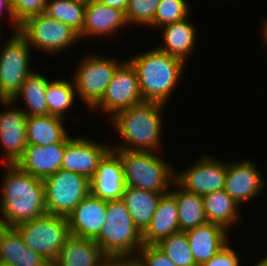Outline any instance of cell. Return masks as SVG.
Masks as SVG:
<instances>
[{
  "instance_id": "obj_39",
  "label": "cell",
  "mask_w": 267,
  "mask_h": 266,
  "mask_svg": "<svg viewBox=\"0 0 267 266\" xmlns=\"http://www.w3.org/2000/svg\"><path fill=\"white\" fill-rule=\"evenodd\" d=\"M101 266H138L135 258H108Z\"/></svg>"
},
{
  "instance_id": "obj_41",
  "label": "cell",
  "mask_w": 267,
  "mask_h": 266,
  "mask_svg": "<svg viewBox=\"0 0 267 266\" xmlns=\"http://www.w3.org/2000/svg\"><path fill=\"white\" fill-rule=\"evenodd\" d=\"M264 26H262V35H263V41H265V44L267 45V19L263 23Z\"/></svg>"
},
{
  "instance_id": "obj_14",
  "label": "cell",
  "mask_w": 267,
  "mask_h": 266,
  "mask_svg": "<svg viewBox=\"0 0 267 266\" xmlns=\"http://www.w3.org/2000/svg\"><path fill=\"white\" fill-rule=\"evenodd\" d=\"M110 149L111 143H101L81 135H67L61 169L82 174L90 179L96 172L100 160Z\"/></svg>"
},
{
  "instance_id": "obj_27",
  "label": "cell",
  "mask_w": 267,
  "mask_h": 266,
  "mask_svg": "<svg viewBox=\"0 0 267 266\" xmlns=\"http://www.w3.org/2000/svg\"><path fill=\"white\" fill-rule=\"evenodd\" d=\"M64 121L65 119L52 115L28 116L26 121L27 143L45 146L61 142L68 135Z\"/></svg>"
},
{
  "instance_id": "obj_25",
  "label": "cell",
  "mask_w": 267,
  "mask_h": 266,
  "mask_svg": "<svg viewBox=\"0 0 267 266\" xmlns=\"http://www.w3.org/2000/svg\"><path fill=\"white\" fill-rule=\"evenodd\" d=\"M207 223L222 226L227 231L241 219L240 205L225 190L202 196Z\"/></svg>"
},
{
  "instance_id": "obj_37",
  "label": "cell",
  "mask_w": 267,
  "mask_h": 266,
  "mask_svg": "<svg viewBox=\"0 0 267 266\" xmlns=\"http://www.w3.org/2000/svg\"><path fill=\"white\" fill-rule=\"evenodd\" d=\"M237 254L228 243L209 261L202 263L200 266H239L241 262L240 256Z\"/></svg>"
},
{
  "instance_id": "obj_35",
  "label": "cell",
  "mask_w": 267,
  "mask_h": 266,
  "mask_svg": "<svg viewBox=\"0 0 267 266\" xmlns=\"http://www.w3.org/2000/svg\"><path fill=\"white\" fill-rule=\"evenodd\" d=\"M47 0H11L12 10L17 26H20L27 18L43 14Z\"/></svg>"
},
{
  "instance_id": "obj_1",
  "label": "cell",
  "mask_w": 267,
  "mask_h": 266,
  "mask_svg": "<svg viewBox=\"0 0 267 266\" xmlns=\"http://www.w3.org/2000/svg\"><path fill=\"white\" fill-rule=\"evenodd\" d=\"M0 190V222L15 227L47 213L43 180L23 171L16 163L4 164Z\"/></svg>"
},
{
  "instance_id": "obj_11",
  "label": "cell",
  "mask_w": 267,
  "mask_h": 266,
  "mask_svg": "<svg viewBox=\"0 0 267 266\" xmlns=\"http://www.w3.org/2000/svg\"><path fill=\"white\" fill-rule=\"evenodd\" d=\"M143 102L139 80L134 66L125 60L107 85L102 99L91 109L113 117L117 112ZM102 110V111H101ZM107 113V114H106Z\"/></svg>"
},
{
  "instance_id": "obj_26",
  "label": "cell",
  "mask_w": 267,
  "mask_h": 266,
  "mask_svg": "<svg viewBox=\"0 0 267 266\" xmlns=\"http://www.w3.org/2000/svg\"><path fill=\"white\" fill-rule=\"evenodd\" d=\"M49 81L48 77L33 70L11 100L16 104L17 100L22 99L25 108L21 107L20 109L27 116L48 115L46 89Z\"/></svg>"
},
{
  "instance_id": "obj_9",
  "label": "cell",
  "mask_w": 267,
  "mask_h": 266,
  "mask_svg": "<svg viewBox=\"0 0 267 266\" xmlns=\"http://www.w3.org/2000/svg\"><path fill=\"white\" fill-rule=\"evenodd\" d=\"M43 183L46 211L53 215L67 217L91 193L90 179L63 169L43 179Z\"/></svg>"
},
{
  "instance_id": "obj_32",
  "label": "cell",
  "mask_w": 267,
  "mask_h": 266,
  "mask_svg": "<svg viewBox=\"0 0 267 266\" xmlns=\"http://www.w3.org/2000/svg\"><path fill=\"white\" fill-rule=\"evenodd\" d=\"M155 245L177 266H198L191 251L186 232L173 233Z\"/></svg>"
},
{
  "instance_id": "obj_6",
  "label": "cell",
  "mask_w": 267,
  "mask_h": 266,
  "mask_svg": "<svg viewBox=\"0 0 267 266\" xmlns=\"http://www.w3.org/2000/svg\"><path fill=\"white\" fill-rule=\"evenodd\" d=\"M24 243L51 264L70 236L67 217L45 213L14 227Z\"/></svg>"
},
{
  "instance_id": "obj_8",
  "label": "cell",
  "mask_w": 267,
  "mask_h": 266,
  "mask_svg": "<svg viewBox=\"0 0 267 266\" xmlns=\"http://www.w3.org/2000/svg\"><path fill=\"white\" fill-rule=\"evenodd\" d=\"M124 61L101 55H87L80 61L72 74L77 96L92 109L103 97L107 85L111 82L117 68Z\"/></svg>"
},
{
  "instance_id": "obj_29",
  "label": "cell",
  "mask_w": 267,
  "mask_h": 266,
  "mask_svg": "<svg viewBox=\"0 0 267 266\" xmlns=\"http://www.w3.org/2000/svg\"><path fill=\"white\" fill-rule=\"evenodd\" d=\"M157 193L132 187H125L122 200L131 215L135 226L142 233L149 225L161 196Z\"/></svg>"
},
{
  "instance_id": "obj_30",
  "label": "cell",
  "mask_w": 267,
  "mask_h": 266,
  "mask_svg": "<svg viewBox=\"0 0 267 266\" xmlns=\"http://www.w3.org/2000/svg\"><path fill=\"white\" fill-rule=\"evenodd\" d=\"M64 77L50 80L46 89L48 115L64 118V114L72 109L76 100V89L72 78Z\"/></svg>"
},
{
  "instance_id": "obj_28",
  "label": "cell",
  "mask_w": 267,
  "mask_h": 266,
  "mask_svg": "<svg viewBox=\"0 0 267 266\" xmlns=\"http://www.w3.org/2000/svg\"><path fill=\"white\" fill-rule=\"evenodd\" d=\"M170 190L169 192L177 201L180 231L186 232L207 223L202 196L187 191L176 181L173 182Z\"/></svg>"
},
{
  "instance_id": "obj_2",
  "label": "cell",
  "mask_w": 267,
  "mask_h": 266,
  "mask_svg": "<svg viewBox=\"0 0 267 266\" xmlns=\"http://www.w3.org/2000/svg\"><path fill=\"white\" fill-rule=\"evenodd\" d=\"M164 106L166 107L160 103L143 101L117 112L109 120L123 144L121 142L116 145L111 144V148L113 150L160 151Z\"/></svg>"
},
{
  "instance_id": "obj_34",
  "label": "cell",
  "mask_w": 267,
  "mask_h": 266,
  "mask_svg": "<svg viewBox=\"0 0 267 266\" xmlns=\"http://www.w3.org/2000/svg\"><path fill=\"white\" fill-rule=\"evenodd\" d=\"M161 0H129L125 12L128 25L147 26L149 28L154 21L157 6Z\"/></svg>"
},
{
  "instance_id": "obj_10",
  "label": "cell",
  "mask_w": 267,
  "mask_h": 266,
  "mask_svg": "<svg viewBox=\"0 0 267 266\" xmlns=\"http://www.w3.org/2000/svg\"><path fill=\"white\" fill-rule=\"evenodd\" d=\"M0 49V100H11L19 91L30 68L31 47L19 34L13 33Z\"/></svg>"
},
{
  "instance_id": "obj_21",
  "label": "cell",
  "mask_w": 267,
  "mask_h": 266,
  "mask_svg": "<svg viewBox=\"0 0 267 266\" xmlns=\"http://www.w3.org/2000/svg\"><path fill=\"white\" fill-rule=\"evenodd\" d=\"M178 206L175 197L170 193L159 199L154 216L142 232L143 245H155L167 236L179 232Z\"/></svg>"
},
{
  "instance_id": "obj_22",
  "label": "cell",
  "mask_w": 267,
  "mask_h": 266,
  "mask_svg": "<svg viewBox=\"0 0 267 266\" xmlns=\"http://www.w3.org/2000/svg\"><path fill=\"white\" fill-rule=\"evenodd\" d=\"M228 231L214 223H206L186 231L196 264L209 261L229 242ZM228 240V241H227Z\"/></svg>"
},
{
  "instance_id": "obj_4",
  "label": "cell",
  "mask_w": 267,
  "mask_h": 266,
  "mask_svg": "<svg viewBox=\"0 0 267 266\" xmlns=\"http://www.w3.org/2000/svg\"><path fill=\"white\" fill-rule=\"evenodd\" d=\"M114 151L122 161L126 187L157 193H168L170 191L177 171L158 154L160 152Z\"/></svg>"
},
{
  "instance_id": "obj_13",
  "label": "cell",
  "mask_w": 267,
  "mask_h": 266,
  "mask_svg": "<svg viewBox=\"0 0 267 266\" xmlns=\"http://www.w3.org/2000/svg\"><path fill=\"white\" fill-rule=\"evenodd\" d=\"M0 144L3 152L0 158L3 164H15L27 147L26 113L16 107L12 100H0ZM3 144V145H2Z\"/></svg>"
},
{
  "instance_id": "obj_3",
  "label": "cell",
  "mask_w": 267,
  "mask_h": 266,
  "mask_svg": "<svg viewBox=\"0 0 267 266\" xmlns=\"http://www.w3.org/2000/svg\"><path fill=\"white\" fill-rule=\"evenodd\" d=\"M146 51L128 59L137 72L142 99L167 105L187 64L157 47Z\"/></svg>"
},
{
  "instance_id": "obj_33",
  "label": "cell",
  "mask_w": 267,
  "mask_h": 266,
  "mask_svg": "<svg viewBox=\"0 0 267 266\" xmlns=\"http://www.w3.org/2000/svg\"><path fill=\"white\" fill-rule=\"evenodd\" d=\"M191 4L188 0H161L157 6L152 28L161 27L181 21L191 15Z\"/></svg>"
},
{
  "instance_id": "obj_23",
  "label": "cell",
  "mask_w": 267,
  "mask_h": 266,
  "mask_svg": "<svg viewBox=\"0 0 267 266\" xmlns=\"http://www.w3.org/2000/svg\"><path fill=\"white\" fill-rule=\"evenodd\" d=\"M107 259L94 240L70 235L51 266H101Z\"/></svg>"
},
{
  "instance_id": "obj_16",
  "label": "cell",
  "mask_w": 267,
  "mask_h": 266,
  "mask_svg": "<svg viewBox=\"0 0 267 266\" xmlns=\"http://www.w3.org/2000/svg\"><path fill=\"white\" fill-rule=\"evenodd\" d=\"M125 187L122 161L111 148L100 160L96 172L90 178L91 194L105 201L119 200L122 199Z\"/></svg>"
},
{
  "instance_id": "obj_24",
  "label": "cell",
  "mask_w": 267,
  "mask_h": 266,
  "mask_svg": "<svg viewBox=\"0 0 267 266\" xmlns=\"http://www.w3.org/2000/svg\"><path fill=\"white\" fill-rule=\"evenodd\" d=\"M188 19L190 18L161 27L162 29L159 30L162 32L163 40L161 45H157L159 50L180 58L186 64L189 61V55L194 53L197 39L196 26Z\"/></svg>"
},
{
  "instance_id": "obj_38",
  "label": "cell",
  "mask_w": 267,
  "mask_h": 266,
  "mask_svg": "<svg viewBox=\"0 0 267 266\" xmlns=\"http://www.w3.org/2000/svg\"><path fill=\"white\" fill-rule=\"evenodd\" d=\"M5 9V10H4ZM8 13L7 15H9L8 20L10 19V22H12L11 24L14 25V29H13V33H18L19 31V26H17L16 24V19L12 10V6H11V0H0V22L2 17L4 16L3 14ZM2 24L0 23V26Z\"/></svg>"
},
{
  "instance_id": "obj_19",
  "label": "cell",
  "mask_w": 267,
  "mask_h": 266,
  "mask_svg": "<svg viewBox=\"0 0 267 266\" xmlns=\"http://www.w3.org/2000/svg\"><path fill=\"white\" fill-rule=\"evenodd\" d=\"M67 136L61 141L45 146L28 144L16 164L26 173L45 179L61 169Z\"/></svg>"
},
{
  "instance_id": "obj_40",
  "label": "cell",
  "mask_w": 267,
  "mask_h": 266,
  "mask_svg": "<svg viewBox=\"0 0 267 266\" xmlns=\"http://www.w3.org/2000/svg\"><path fill=\"white\" fill-rule=\"evenodd\" d=\"M100 3L106 4L112 8L119 9L124 13L127 10L129 0H97Z\"/></svg>"
},
{
  "instance_id": "obj_15",
  "label": "cell",
  "mask_w": 267,
  "mask_h": 266,
  "mask_svg": "<svg viewBox=\"0 0 267 266\" xmlns=\"http://www.w3.org/2000/svg\"><path fill=\"white\" fill-rule=\"evenodd\" d=\"M256 163L247 159L227 162L224 190L240 206L257 198L265 187L264 176Z\"/></svg>"
},
{
  "instance_id": "obj_36",
  "label": "cell",
  "mask_w": 267,
  "mask_h": 266,
  "mask_svg": "<svg viewBox=\"0 0 267 266\" xmlns=\"http://www.w3.org/2000/svg\"><path fill=\"white\" fill-rule=\"evenodd\" d=\"M135 259L138 266H177L156 245H143Z\"/></svg>"
},
{
  "instance_id": "obj_5",
  "label": "cell",
  "mask_w": 267,
  "mask_h": 266,
  "mask_svg": "<svg viewBox=\"0 0 267 266\" xmlns=\"http://www.w3.org/2000/svg\"><path fill=\"white\" fill-rule=\"evenodd\" d=\"M94 241L108 258L136 257L143 246L142 233L122 199L107 201L105 224Z\"/></svg>"
},
{
  "instance_id": "obj_18",
  "label": "cell",
  "mask_w": 267,
  "mask_h": 266,
  "mask_svg": "<svg viewBox=\"0 0 267 266\" xmlns=\"http://www.w3.org/2000/svg\"><path fill=\"white\" fill-rule=\"evenodd\" d=\"M128 26L125 13L97 0L86 2L80 39L111 36ZM118 31V32H117Z\"/></svg>"
},
{
  "instance_id": "obj_42",
  "label": "cell",
  "mask_w": 267,
  "mask_h": 266,
  "mask_svg": "<svg viewBox=\"0 0 267 266\" xmlns=\"http://www.w3.org/2000/svg\"><path fill=\"white\" fill-rule=\"evenodd\" d=\"M254 266H267V256H264L263 258L260 259V261H256Z\"/></svg>"
},
{
  "instance_id": "obj_31",
  "label": "cell",
  "mask_w": 267,
  "mask_h": 266,
  "mask_svg": "<svg viewBox=\"0 0 267 266\" xmlns=\"http://www.w3.org/2000/svg\"><path fill=\"white\" fill-rule=\"evenodd\" d=\"M85 6L84 0H47L44 13L80 34L84 25Z\"/></svg>"
},
{
  "instance_id": "obj_17",
  "label": "cell",
  "mask_w": 267,
  "mask_h": 266,
  "mask_svg": "<svg viewBox=\"0 0 267 266\" xmlns=\"http://www.w3.org/2000/svg\"><path fill=\"white\" fill-rule=\"evenodd\" d=\"M107 201L85 197L67 216L70 235L95 240L105 224Z\"/></svg>"
},
{
  "instance_id": "obj_12",
  "label": "cell",
  "mask_w": 267,
  "mask_h": 266,
  "mask_svg": "<svg viewBox=\"0 0 267 266\" xmlns=\"http://www.w3.org/2000/svg\"><path fill=\"white\" fill-rule=\"evenodd\" d=\"M207 153L183 172L175 174V181L189 192L200 196L224 189L227 161L222 162Z\"/></svg>"
},
{
  "instance_id": "obj_20",
  "label": "cell",
  "mask_w": 267,
  "mask_h": 266,
  "mask_svg": "<svg viewBox=\"0 0 267 266\" xmlns=\"http://www.w3.org/2000/svg\"><path fill=\"white\" fill-rule=\"evenodd\" d=\"M0 264L6 266H51L43 256L31 250L14 227L0 228Z\"/></svg>"
},
{
  "instance_id": "obj_7",
  "label": "cell",
  "mask_w": 267,
  "mask_h": 266,
  "mask_svg": "<svg viewBox=\"0 0 267 266\" xmlns=\"http://www.w3.org/2000/svg\"><path fill=\"white\" fill-rule=\"evenodd\" d=\"M18 33L32 49L43 53L65 52L80 41L79 34L68 25L50 18L45 13L27 18L19 26Z\"/></svg>"
}]
</instances>
